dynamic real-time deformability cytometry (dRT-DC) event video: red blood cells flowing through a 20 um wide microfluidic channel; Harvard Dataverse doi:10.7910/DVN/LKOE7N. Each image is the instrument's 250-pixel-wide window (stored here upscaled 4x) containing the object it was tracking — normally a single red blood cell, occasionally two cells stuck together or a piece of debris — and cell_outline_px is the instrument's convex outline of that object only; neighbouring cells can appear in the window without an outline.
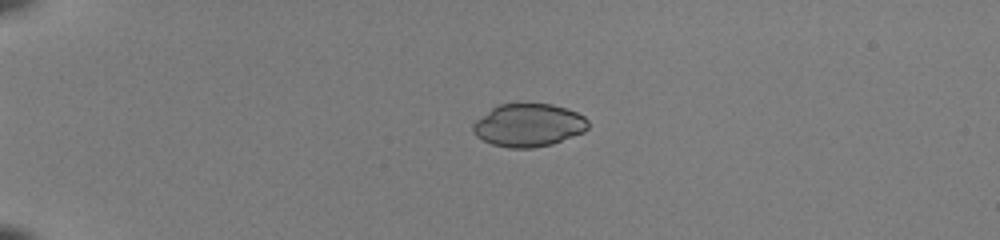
{"species": "common noctule bat (a hibernating species)", "species_latin": "Nyctalus noctula", "temperature_condition": "room temperature", "stored_images_in_passage": 52, "camera_frame_rate_fps": 3000, "um_per_image_px": 0.085, "animal": {"sex": "female", "body_mass_g": 22.0, "forearm_length_mm": 56.7}, "frame": {"image": 1, "passage_image": 14, "time_ms": 4.333, "image_size_px": [1000, 240], "cell_outline_px": [[588, 128], [584, 132], [552, 144], [532, 148], [508, 148], [492, 144], [476, 136], [472, 132], [472, 124], [476, 120], [492, 108], [500, 104], [552, 104], [576, 112], [584, 116], [588, 120]], "centroid_in_image_um": [44.92, 10.65], "position_along_channel_um": 40.1, "area_um2": 28.73}}